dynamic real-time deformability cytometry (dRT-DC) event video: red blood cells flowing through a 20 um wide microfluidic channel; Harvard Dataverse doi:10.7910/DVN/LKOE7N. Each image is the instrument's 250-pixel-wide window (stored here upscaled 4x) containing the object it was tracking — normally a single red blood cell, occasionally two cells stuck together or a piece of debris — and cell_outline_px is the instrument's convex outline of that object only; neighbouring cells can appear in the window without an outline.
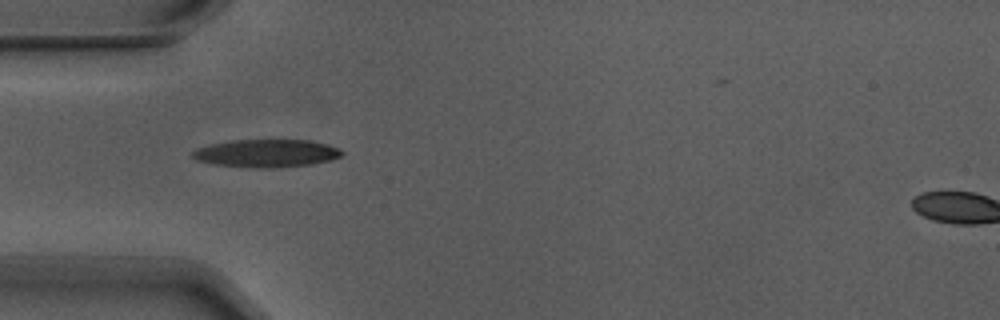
{"species": "Egyptian fruit bat (a non-hibernating species)", "species_latin": "Rousettus aegyptiacus", "temperature_condition": "warm", "stored_images_in_passage": 6, "camera_frame_rate_fps": 3000, "um_per_image_px": 0.085, "animal": {"sex": "male"}, "frame": {"image": 1, "passage_image": 3, "time_ms": 0.667, "image_size_px": [1000, 320], "cell_outline_px": [[344, 152], [340, 156], [332, 160], [312, 164], [272, 168], [260, 168], [216, 164], [196, 160], [192, 156], [192, 152], [196, 148], [212, 144], [232, 140], [312, 140], [328, 144], [340, 148]], "centroid_in_image_um": [22.7, 13.02], "position_along_channel_um": 62.3, "area_um2": 24.22}}
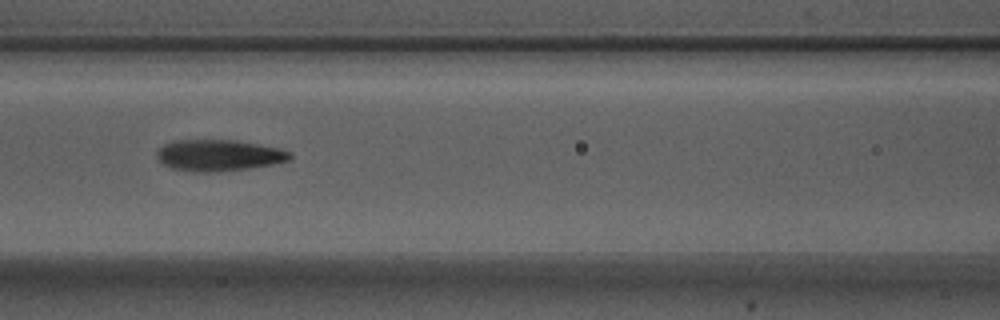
{"frame": {"image": 2, "passage_image": 5, "time_ms": 1.333, "image_size_px": [1000, 320], "cell_outline_px": [[292, 160], [272, 164], [248, 168], [212, 172], [196, 172], [172, 168], [164, 164], [156, 156], [156, 152], [164, 144], [176, 140], [236, 140], [280, 148], [292, 152]], "centroid_in_image_um": [18.63, 13.19], "position_along_channel_um": 148.0, "area_um2": 24.28}}
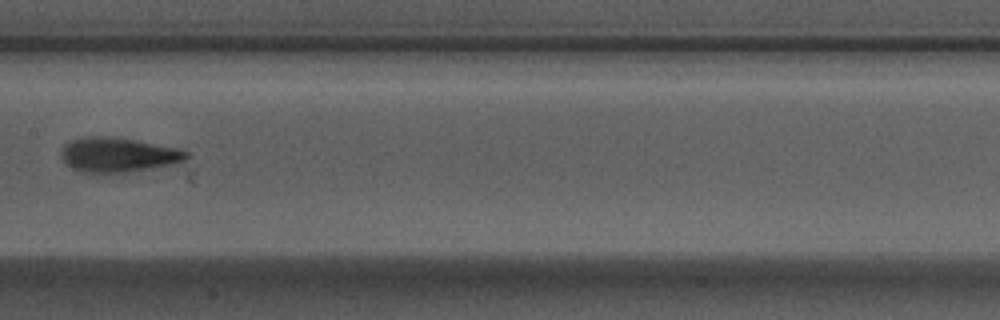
{"frame": {"image": 3, "passage_image": 6, "time_ms": 1.667, "image_size_px": [1000, 320], "cell_outline_px": [[188, 156], [184, 160], [172, 164], [124, 172], [96, 176], [80, 172], [64, 164], [60, 156], [60, 152], [64, 144], [72, 140], [84, 136], [100, 136], [132, 140], [176, 148], [188, 152]], "centroid_in_image_um": [9.9, 13.2], "position_along_channel_um": 197.5, "area_um2": 25.37}}